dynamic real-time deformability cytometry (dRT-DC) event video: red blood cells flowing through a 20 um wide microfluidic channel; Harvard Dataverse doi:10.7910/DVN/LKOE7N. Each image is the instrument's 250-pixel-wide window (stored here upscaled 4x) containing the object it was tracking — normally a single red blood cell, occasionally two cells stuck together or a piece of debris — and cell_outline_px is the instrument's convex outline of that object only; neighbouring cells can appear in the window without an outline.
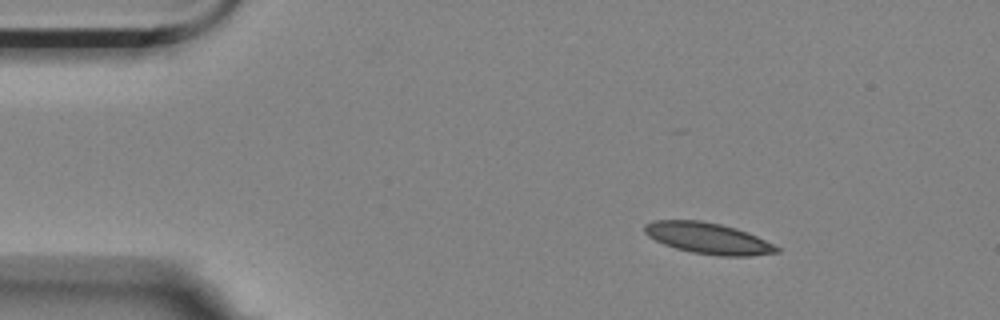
{"species": "Egyptian fruit bat (a non-hibernating species)", "species_latin": "Rousettus aegyptiacus", "temperature_condition": "room temperature", "stored_images_in_passage": 4, "camera_frame_rate_fps": 3000, "um_per_image_px": 0.085, "animal": {"sex": "female"}, "frame": {"image": 1, "passage_image": 1, "time_ms": 0.0, "image_size_px": [1000, 320], "cell_outline_px": [[780, 252], [748, 256], [720, 256], [692, 252], [676, 248], [664, 244], [648, 236], [644, 232], [644, 224], [652, 220], [700, 220], [720, 224], [736, 228], [748, 232], [780, 248]], "centroid_in_image_um": [60.16, 20.24], "position_along_channel_um": 24.8, "area_um2": 23.87}}